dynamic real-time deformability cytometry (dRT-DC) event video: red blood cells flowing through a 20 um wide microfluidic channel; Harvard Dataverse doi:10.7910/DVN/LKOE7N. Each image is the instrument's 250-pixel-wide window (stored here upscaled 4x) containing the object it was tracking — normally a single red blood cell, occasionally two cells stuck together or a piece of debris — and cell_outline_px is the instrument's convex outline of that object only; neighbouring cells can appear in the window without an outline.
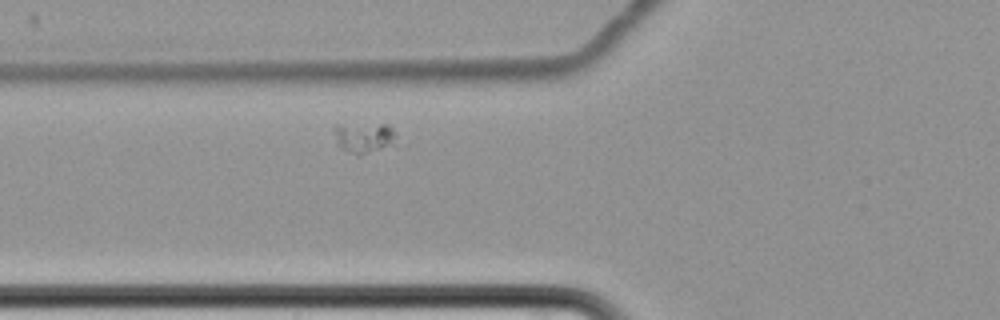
{"species": "common noctule bat (a hibernating species)", "species_latin": "Nyctalus noctula", "temperature_condition": "cold", "stored_images_in_passage": 2, "camera_frame_rate_fps": 3000, "um_per_image_px": 0.085, "animal": {"sex": "female", "body_mass_g": 22.7, "forearm_length_mm": 54.2}, "frame": {"image": 1, "passage_image": 2, "time_ms": 1.333, "image_size_px": [1000, 320], "cell_outline_px": [[396, 136], [392, 144], [360, 156], [356, 156], [340, 148], [336, 144], [332, 128], [336, 124], [388, 124], [392, 128]], "centroid_in_image_um": [30.86, 11.69], "position_along_channel_um": 94.9, "area_um2": 11.27}}